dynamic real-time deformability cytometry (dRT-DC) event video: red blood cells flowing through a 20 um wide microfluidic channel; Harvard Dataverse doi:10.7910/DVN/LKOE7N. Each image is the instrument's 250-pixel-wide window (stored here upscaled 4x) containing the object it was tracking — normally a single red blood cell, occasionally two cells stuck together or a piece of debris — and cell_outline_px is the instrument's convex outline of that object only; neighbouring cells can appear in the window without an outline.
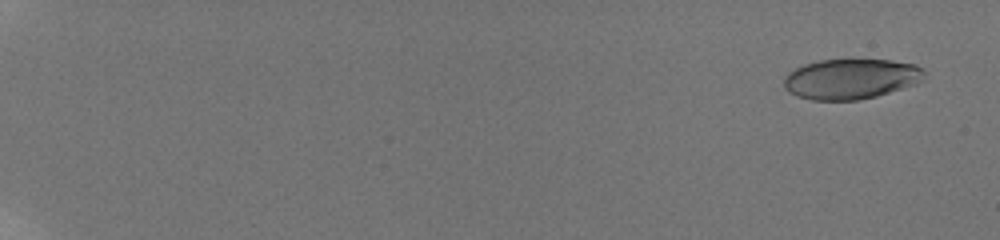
{"species": "human", "species_latin": "Homo sapiens", "temperature_condition": "room temperature", "stored_images_in_passage": 47, "camera_frame_rate_fps": 3000, "um_per_image_px": 0.085, "donor": {"sex": "male"}, "frame": {"image": 1, "passage_image": 3, "time_ms": 1.0, "image_size_px": [1000, 240], "cell_outline_px": [[924, 80], [916, 84], [876, 96], [856, 100], [812, 100], [796, 96], [788, 92], [784, 88], [784, 76], [788, 72], [804, 64], [820, 60], [888, 60], [916, 64], [924, 68]], "centroid_in_image_um": [72.32, 6.71], "position_along_channel_um": 12.7, "area_um2": 33.06}}
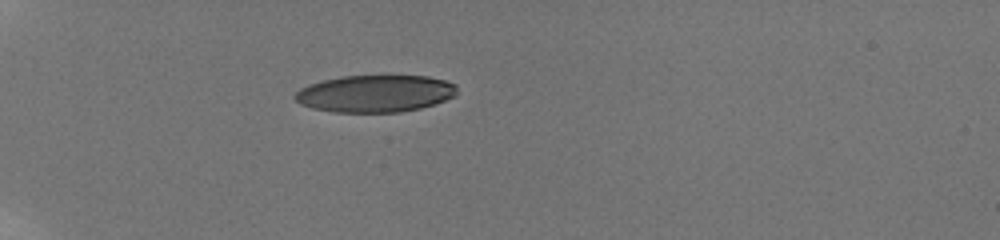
{"frame": {"image": 2, "passage_image": 21, "time_ms": 7.0, "image_size_px": [1000, 240], "cell_outline_px": [[456, 96], [420, 108], [400, 112], [332, 112], [312, 108], [300, 104], [292, 96], [300, 88], [308, 84], [324, 80], [344, 76], [428, 76], [444, 80], [456, 84]], "centroid_in_image_um": [31.86, 7.95], "position_along_channel_um": 53.1, "area_um2": 35.03}}
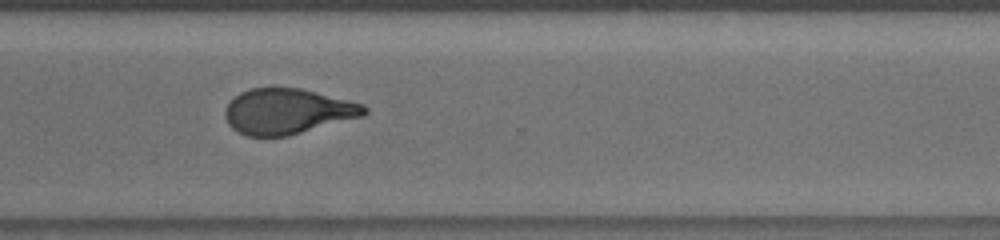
{"frame": {"image": 3, "passage_image": 43, "time_ms": 15.667, "image_size_px": [1000, 240], "cell_outline_px": [[368, 112], [364, 116], [288, 136], [248, 136], [232, 128], [228, 124], [224, 116], [224, 112], [228, 104], [240, 92], [252, 88], [300, 88], [364, 104], [368, 108]], "centroid_in_image_um": [24.46, 9.47], "position_along_channel_um": 346.1, "area_um2": 36.76}, "authors_computed_cell_mechanics": {"area_um2": 36.5296, "velocity_mm_per_s": 3.8391, "shape_relaxation_time_tau1_ms": 6.4452, "shape_relaxation_time_tau2_ms": 1.7463, "deformation_change_tau1": 0.2171, "deformation_change_tau2": 0.0969}}